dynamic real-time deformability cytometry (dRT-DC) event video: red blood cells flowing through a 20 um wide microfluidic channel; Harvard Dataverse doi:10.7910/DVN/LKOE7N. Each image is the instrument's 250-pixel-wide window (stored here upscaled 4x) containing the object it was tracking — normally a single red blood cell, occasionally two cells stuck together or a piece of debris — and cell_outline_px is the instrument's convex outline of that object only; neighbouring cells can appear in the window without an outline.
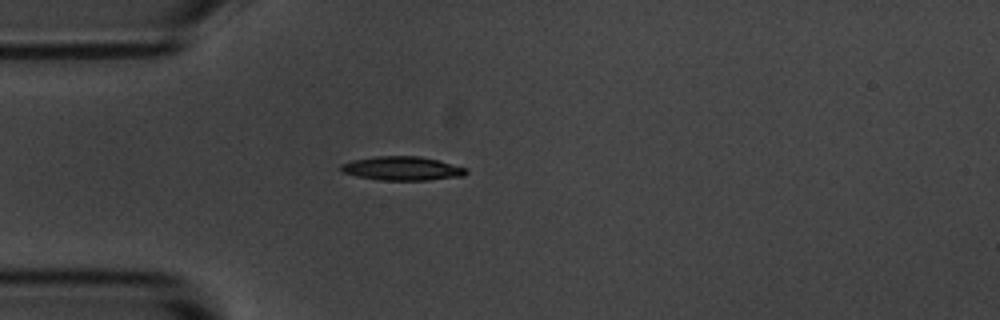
{"species": "common noctule bat (a hibernating species)", "species_latin": "Nyctalus noctula", "temperature_condition": "room temperature", "stored_images_in_passage": 2, "camera_frame_rate_fps": 3000, "um_per_image_px": 0.085, "animal": {"sex": "male", "body_mass_g": 20.1, "forearm_length_mm": 53.5}, "frame": {"image": 1, "passage_image": 1, "time_ms": 0.0, "image_size_px": [1000, 320], "cell_outline_px": [[468, 172], [464, 176], [428, 180], [380, 180], [356, 176], [340, 172], [340, 164], [352, 160], [376, 156], [420, 156], [468, 168]], "centroid_in_image_um": [34.16, 14.32], "position_along_channel_um": 50.8, "area_um2": 17.51}}